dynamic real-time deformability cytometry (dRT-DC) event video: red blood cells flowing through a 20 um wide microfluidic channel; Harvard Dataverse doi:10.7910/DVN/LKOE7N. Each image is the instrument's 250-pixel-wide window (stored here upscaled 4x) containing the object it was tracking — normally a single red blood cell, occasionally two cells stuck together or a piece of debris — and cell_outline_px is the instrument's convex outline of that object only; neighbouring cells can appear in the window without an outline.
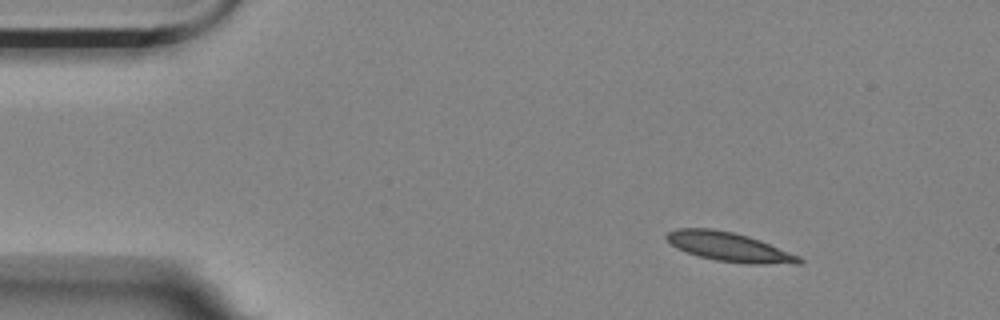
{"species": "Egyptian fruit bat (a non-hibernating species)", "species_latin": "Rousettus aegyptiacus", "temperature_condition": "room temperature", "stored_images_in_passage": 51, "segment_of_instrument_passage": [1, 2], "camera_frame_rate_fps": 3000, "um_per_image_px": 0.085, "animal": {"sex": "female"}, "frame": {"image": 1, "passage_image": 1, "time_ms": 0.0, "image_size_px": [1000, 320], "cell_outline_px": [[804, 260], [800, 264], [752, 264], [716, 260], [700, 256], [676, 248], [664, 236], [668, 232], [676, 228], [712, 228], [732, 232], [748, 236], [760, 240], [800, 256]], "centroid_in_image_um": [62.0, 20.98], "position_along_channel_um": 23.0, "area_um2": 22.37}}
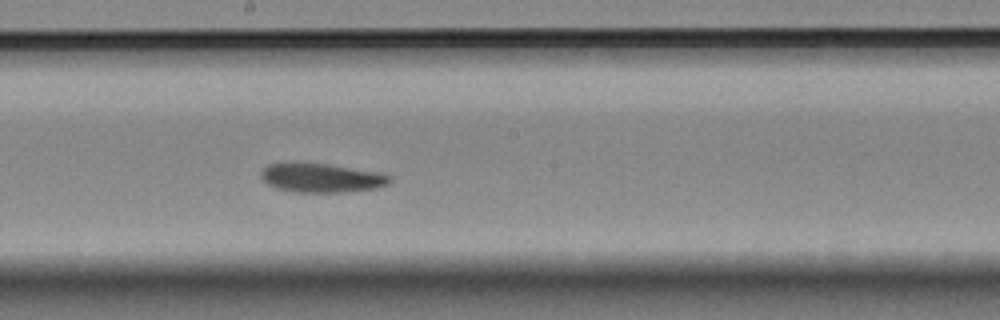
{"frame": {"image": 2, "passage_image": 24, "time_ms": 7.667, "image_size_px": [1000, 320], "cell_outline_px": [[392, 180], [388, 184], [376, 188], [344, 192], [296, 192], [276, 188], [268, 184], [260, 176], [260, 172], [268, 164], [328, 164], [384, 172], [392, 176]], "centroid_in_image_um": [27.41, 15.13], "position_along_channel_um": 220.8, "area_um2": 21.68}}
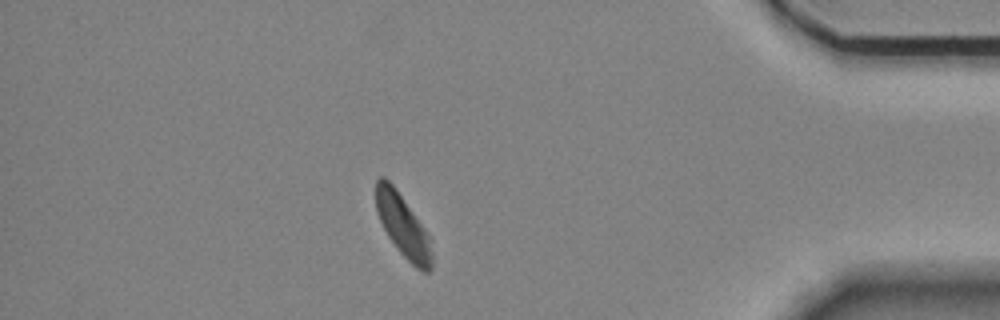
{"frame": {"image": 3, "passage_image": 43, "time_ms": 14.0, "image_size_px": [1000, 320], "cell_outline_px": [[432, 268], [428, 272], [420, 272], [400, 252], [388, 236], [376, 212], [376, 180], [380, 176], [384, 176], [392, 184], [424, 228], [432, 240]], "centroid_in_image_um": [34.27, 19.23], "position_along_channel_um": 400.9, "area_um2": 20.17}}